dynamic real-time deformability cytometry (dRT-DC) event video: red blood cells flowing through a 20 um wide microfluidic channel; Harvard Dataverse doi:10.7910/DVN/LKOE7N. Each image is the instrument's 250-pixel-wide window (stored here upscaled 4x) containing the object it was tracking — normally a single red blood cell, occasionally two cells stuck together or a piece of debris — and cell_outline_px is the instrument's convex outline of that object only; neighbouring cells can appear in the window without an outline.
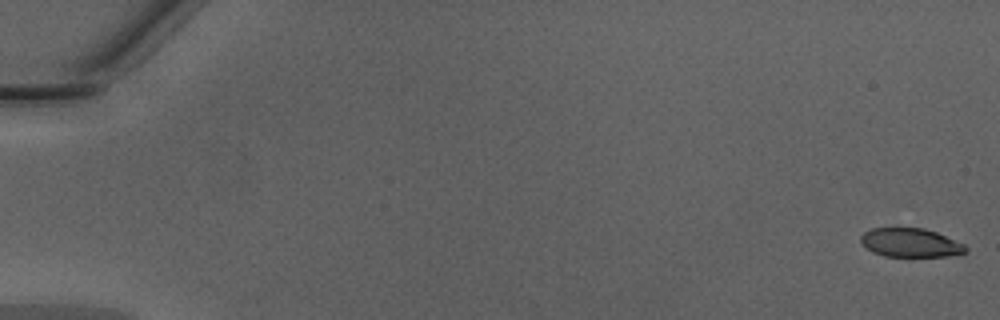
{"species": "Egyptian fruit bat (a non-hibernating species)", "species_latin": "Rousettus aegyptiacus", "temperature_condition": "warm", "stored_images_in_passage": 49, "camera_frame_rate_fps": 3000, "um_per_image_px": 0.085, "animal": {"sex": "male"}, "frame": {"image": 1, "passage_image": 1, "time_ms": 0.0, "image_size_px": [1000, 320], "cell_outline_px": [[968, 252], [944, 256], [884, 256], [872, 252], [860, 244], [860, 236], [864, 232], [872, 228], [896, 224], [924, 228], [936, 232], [964, 244], [968, 248]], "centroid_in_image_um": [77.31, 20.57], "position_along_channel_um": 7.7, "area_um2": 18.38}}
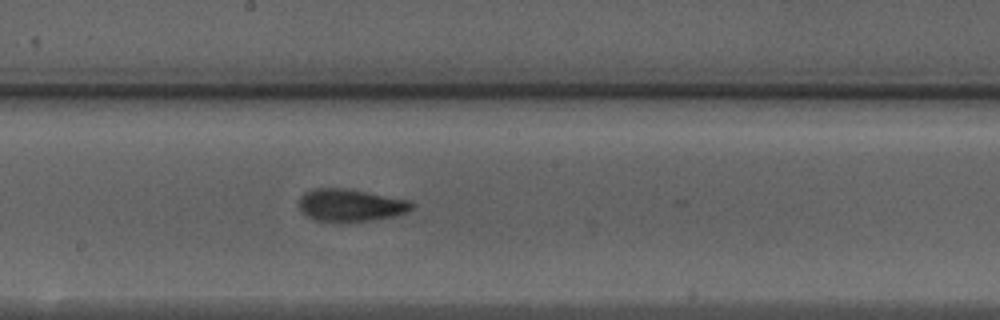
{"frame": {"image": 2, "passage_image": 28, "time_ms": 9.0, "image_size_px": [1000, 320], "cell_outline_px": [[412, 208], [408, 212], [392, 216], [372, 220], [316, 220], [308, 216], [300, 208], [300, 196], [304, 192], [312, 188], [348, 188], [408, 200], [412, 204]], "centroid_in_image_um": [29.79, 17.4], "position_along_channel_um": 218.4, "area_um2": 20.75}}
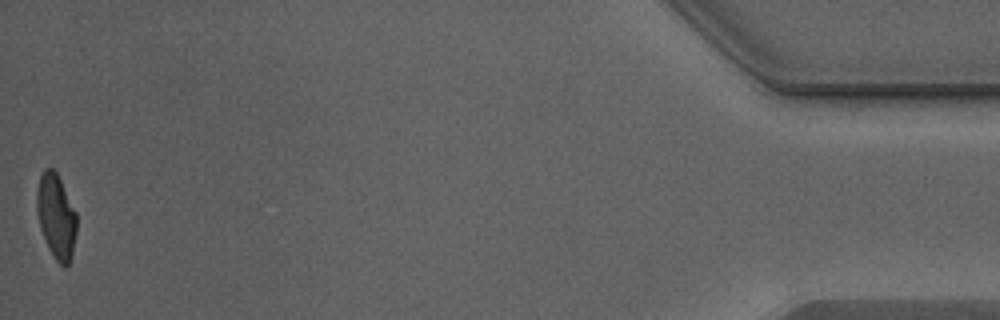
{"frame": {"image": 3, "passage_image": 49, "time_ms": 16.0, "image_size_px": [1000, 320], "cell_outline_px": [[76, 232], [72, 256], [68, 264], [64, 268], [52, 256], [48, 248], [40, 228], [36, 208], [36, 192], [40, 176], [44, 168], [52, 168], [56, 172], [76, 212]], "centroid_in_image_um": [4.76, 18.41], "position_along_channel_um": 430.4, "area_um2": 19.65}, "authors_computed_cell_mechanics": {"area_um2": 20.4034, "velocity_mm_per_s": 4.3189, "shape_relaxation_time_tau1_ms": 7.1081, "shape_relaxation_time_tau2_ms": 1.1512, "deformation_change_tau1": 0.2184, "deformation_change_tau2": 0.0729}}